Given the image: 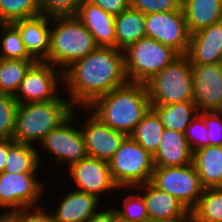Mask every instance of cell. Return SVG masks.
Masks as SVG:
<instances>
[{
    "label": "cell",
    "mask_w": 222,
    "mask_h": 222,
    "mask_svg": "<svg viewBox=\"0 0 222 222\" xmlns=\"http://www.w3.org/2000/svg\"><path fill=\"white\" fill-rule=\"evenodd\" d=\"M130 7L145 14L176 11L181 7L180 0H130Z\"/></svg>",
    "instance_id": "cell-36"
},
{
    "label": "cell",
    "mask_w": 222,
    "mask_h": 222,
    "mask_svg": "<svg viewBox=\"0 0 222 222\" xmlns=\"http://www.w3.org/2000/svg\"><path fill=\"white\" fill-rule=\"evenodd\" d=\"M56 26L50 30L48 63L63 71L98 46L94 37L75 15L52 16Z\"/></svg>",
    "instance_id": "cell-4"
},
{
    "label": "cell",
    "mask_w": 222,
    "mask_h": 222,
    "mask_svg": "<svg viewBox=\"0 0 222 222\" xmlns=\"http://www.w3.org/2000/svg\"><path fill=\"white\" fill-rule=\"evenodd\" d=\"M124 210L116 212L128 222H146L149 219L145 200L141 194H129L123 202Z\"/></svg>",
    "instance_id": "cell-34"
},
{
    "label": "cell",
    "mask_w": 222,
    "mask_h": 222,
    "mask_svg": "<svg viewBox=\"0 0 222 222\" xmlns=\"http://www.w3.org/2000/svg\"><path fill=\"white\" fill-rule=\"evenodd\" d=\"M123 51L125 73L131 83L145 84L180 56L173 48L147 36Z\"/></svg>",
    "instance_id": "cell-6"
},
{
    "label": "cell",
    "mask_w": 222,
    "mask_h": 222,
    "mask_svg": "<svg viewBox=\"0 0 222 222\" xmlns=\"http://www.w3.org/2000/svg\"><path fill=\"white\" fill-rule=\"evenodd\" d=\"M40 14V0H0V23H13Z\"/></svg>",
    "instance_id": "cell-30"
},
{
    "label": "cell",
    "mask_w": 222,
    "mask_h": 222,
    "mask_svg": "<svg viewBox=\"0 0 222 222\" xmlns=\"http://www.w3.org/2000/svg\"><path fill=\"white\" fill-rule=\"evenodd\" d=\"M192 211L195 222H222V187L204 189Z\"/></svg>",
    "instance_id": "cell-29"
},
{
    "label": "cell",
    "mask_w": 222,
    "mask_h": 222,
    "mask_svg": "<svg viewBox=\"0 0 222 222\" xmlns=\"http://www.w3.org/2000/svg\"><path fill=\"white\" fill-rule=\"evenodd\" d=\"M2 29V53L0 58L18 59V60H34L27 52L22 42L21 34L13 23H0Z\"/></svg>",
    "instance_id": "cell-31"
},
{
    "label": "cell",
    "mask_w": 222,
    "mask_h": 222,
    "mask_svg": "<svg viewBox=\"0 0 222 222\" xmlns=\"http://www.w3.org/2000/svg\"><path fill=\"white\" fill-rule=\"evenodd\" d=\"M35 60L0 58V92L15 95Z\"/></svg>",
    "instance_id": "cell-28"
},
{
    "label": "cell",
    "mask_w": 222,
    "mask_h": 222,
    "mask_svg": "<svg viewBox=\"0 0 222 222\" xmlns=\"http://www.w3.org/2000/svg\"><path fill=\"white\" fill-rule=\"evenodd\" d=\"M194 103L199 112L222 111V62L192 65Z\"/></svg>",
    "instance_id": "cell-13"
},
{
    "label": "cell",
    "mask_w": 222,
    "mask_h": 222,
    "mask_svg": "<svg viewBox=\"0 0 222 222\" xmlns=\"http://www.w3.org/2000/svg\"><path fill=\"white\" fill-rule=\"evenodd\" d=\"M192 163L205 189L222 187V146L208 145L193 151Z\"/></svg>",
    "instance_id": "cell-21"
},
{
    "label": "cell",
    "mask_w": 222,
    "mask_h": 222,
    "mask_svg": "<svg viewBox=\"0 0 222 222\" xmlns=\"http://www.w3.org/2000/svg\"><path fill=\"white\" fill-rule=\"evenodd\" d=\"M115 209L98 211L91 216L86 222H112V217L116 214Z\"/></svg>",
    "instance_id": "cell-41"
},
{
    "label": "cell",
    "mask_w": 222,
    "mask_h": 222,
    "mask_svg": "<svg viewBox=\"0 0 222 222\" xmlns=\"http://www.w3.org/2000/svg\"><path fill=\"white\" fill-rule=\"evenodd\" d=\"M0 222H13V212L6 211L0 216Z\"/></svg>",
    "instance_id": "cell-43"
},
{
    "label": "cell",
    "mask_w": 222,
    "mask_h": 222,
    "mask_svg": "<svg viewBox=\"0 0 222 222\" xmlns=\"http://www.w3.org/2000/svg\"><path fill=\"white\" fill-rule=\"evenodd\" d=\"M84 0H40L41 14L47 16L75 15Z\"/></svg>",
    "instance_id": "cell-35"
},
{
    "label": "cell",
    "mask_w": 222,
    "mask_h": 222,
    "mask_svg": "<svg viewBox=\"0 0 222 222\" xmlns=\"http://www.w3.org/2000/svg\"><path fill=\"white\" fill-rule=\"evenodd\" d=\"M151 105L194 101L192 65L180 55L145 83Z\"/></svg>",
    "instance_id": "cell-5"
},
{
    "label": "cell",
    "mask_w": 222,
    "mask_h": 222,
    "mask_svg": "<svg viewBox=\"0 0 222 222\" xmlns=\"http://www.w3.org/2000/svg\"><path fill=\"white\" fill-rule=\"evenodd\" d=\"M146 222H195L193 211L188 209L184 214L171 218H149Z\"/></svg>",
    "instance_id": "cell-40"
},
{
    "label": "cell",
    "mask_w": 222,
    "mask_h": 222,
    "mask_svg": "<svg viewBox=\"0 0 222 222\" xmlns=\"http://www.w3.org/2000/svg\"><path fill=\"white\" fill-rule=\"evenodd\" d=\"M186 56L191 65L222 62V21L190 34Z\"/></svg>",
    "instance_id": "cell-16"
},
{
    "label": "cell",
    "mask_w": 222,
    "mask_h": 222,
    "mask_svg": "<svg viewBox=\"0 0 222 222\" xmlns=\"http://www.w3.org/2000/svg\"><path fill=\"white\" fill-rule=\"evenodd\" d=\"M8 149L9 139H0V173L4 172Z\"/></svg>",
    "instance_id": "cell-42"
},
{
    "label": "cell",
    "mask_w": 222,
    "mask_h": 222,
    "mask_svg": "<svg viewBox=\"0 0 222 222\" xmlns=\"http://www.w3.org/2000/svg\"><path fill=\"white\" fill-rule=\"evenodd\" d=\"M39 158L38 152L33 145L9 139V149L4 171L15 174L36 172L41 161Z\"/></svg>",
    "instance_id": "cell-26"
},
{
    "label": "cell",
    "mask_w": 222,
    "mask_h": 222,
    "mask_svg": "<svg viewBox=\"0 0 222 222\" xmlns=\"http://www.w3.org/2000/svg\"><path fill=\"white\" fill-rule=\"evenodd\" d=\"M73 114L59 127L51 130L41 141L42 147L56 156V161L69 165L87 157L85 139L80 130L72 127Z\"/></svg>",
    "instance_id": "cell-12"
},
{
    "label": "cell",
    "mask_w": 222,
    "mask_h": 222,
    "mask_svg": "<svg viewBox=\"0 0 222 222\" xmlns=\"http://www.w3.org/2000/svg\"><path fill=\"white\" fill-rule=\"evenodd\" d=\"M163 131L158 115L150 108L129 136L153 156L159 147Z\"/></svg>",
    "instance_id": "cell-27"
},
{
    "label": "cell",
    "mask_w": 222,
    "mask_h": 222,
    "mask_svg": "<svg viewBox=\"0 0 222 222\" xmlns=\"http://www.w3.org/2000/svg\"><path fill=\"white\" fill-rule=\"evenodd\" d=\"M13 222H55L53 214L45 213L40 207L30 212V209L24 208L13 212Z\"/></svg>",
    "instance_id": "cell-38"
},
{
    "label": "cell",
    "mask_w": 222,
    "mask_h": 222,
    "mask_svg": "<svg viewBox=\"0 0 222 222\" xmlns=\"http://www.w3.org/2000/svg\"><path fill=\"white\" fill-rule=\"evenodd\" d=\"M144 187V188H143ZM145 189L143 198L149 218H171L184 214L188 209L172 195L159 190L150 181L134 187Z\"/></svg>",
    "instance_id": "cell-23"
},
{
    "label": "cell",
    "mask_w": 222,
    "mask_h": 222,
    "mask_svg": "<svg viewBox=\"0 0 222 222\" xmlns=\"http://www.w3.org/2000/svg\"><path fill=\"white\" fill-rule=\"evenodd\" d=\"M71 103L88 107L96 98L128 83L124 51L116 47H97L63 70Z\"/></svg>",
    "instance_id": "cell-1"
},
{
    "label": "cell",
    "mask_w": 222,
    "mask_h": 222,
    "mask_svg": "<svg viewBox=\"0 0 222 222\" xmlns=\"http://www.w3.org/2000/svg\"><path fill=\"white\" fill-rule=\"evenodd\" d=\"M146 14L129 7L115 16L116 48L125 50L129 45L146 37Z\"/></svg>",
    "instance_id": "cell-24"
},
{
    "label": "cell",
    "mask_w": 222,
    "mask_h": 222,
    "mask_svg": "<svg viewBox=\"0 0 222 222\" xmlns=\"http://www.w3.org/2000/svg\"><path fill=\"white\" fill-rule=\"evenodd\" d=\"M112 222H128L126 219L122 218L118 213L112 217Z\"/></svg>",
    "instance_id": "cell-44"
},
{
    "label": "cell",
    "mask_w": 222,
    "mask_h": 222,
    "mask_svg": "<svg viewBox=\"0 0 222 222\" xmlns=\"http://www.w3.org/2000/svg\"><path fill=\"white\" fill-rule=\"evenodd\" d=\"M53 65L36 61L26 72L14 98L18 104L47 102L57 99L58 79L63 80V71L56 72ZM60 77V78H59ZM61 79V80H60ZM21 94V95H20Z\"/></svg>",
    "instance_id": "cell-10"
},
{
    "label": "cell",
    "mask_w": 222,
    "mask_h": 222,
    "mask_svg": "<svg viewBox=\"0 0 222 222\" xmlns=\"http://www.w3.org/2000/svg\"><path fill=\"white\" fill-rule=\"evenodd\" d=\"M145 31L147 37L186 55L190 33L181 7L176 11L146 14Z\"/></svg>",
    "instance_id": "cell-9"
},
{
    "label": "cell",
    "mask_w": 222,
    "mask_h": 222,
    "mask_svg": "<svg viewBox=\"0 0 222 222\" xmlns=\"http://www.w3.org/2000/svg\"><path fill=\"white\" fill-rule=\"evenodd\" d=\"M58 203V209L52 212L55 222H86L97 212L99 198L73 190Z\"/></svg>",
    "instance_id": "cell-20"
},
{
    "label": "cell",
    "mask_w": 222,
    "mask_h": 222,
    "mask_svg": "<svg viewBox=\"0 0 222 222\" xmlns=\"http://www.w3.org/2000/svg\"><path fill=\"white\" fill-rule=\"evenodd\" d=\"M17 110L14 95L0 92V139H13Z\"/></svg>",
    "instance_id": "cell-32"
},
{
    "label": "cell",
    "mask_w": 222,
    "mask_h": 222,
    "mask_svg": "<svg viewBox=\"0 0 222 222\" xmlns=\"http://www.w3.org/2000/svg\"><path fill=\"white\" fill-rule=\"evenodd\" d=\"M49 19L51 16L40 14L13 22L21 34L28 54L35 61L48 63L51 30V27L47 26Z\"/></svg>",
    "instance_id": "cell-18"
},
{
    "label": "cell",
    "mask_w": 222,
    "mask_h": 222,
    "mask_svg": "<svg viewBox=\"0 0 222 222\" xmlns=\"http://www.w3.org/2000/svg\"><path fill=\"white\" fill-rule=\"evenodd\" d=\"M104 11L114 16L121 14L130 7V0H89Z\"/></svg>",
    "instance_id": "cell-39"
},
{
    "label": "cell",
    "mask_w": 222,
    "mask_h": 222,
    "mask_svg": "<svg viewBox=\"0 0 222 222\" xmlns=\"http://www.w3.org/2000/svg\"><path fill=\"white\" fill-rule=\"evenodd\" d=\"M151 108L158 115L164 129H172L181 133L185 132L191 120L199 113L194 101L151 105Z\"/></svg>",
    "instance_id": "cell-25"
},
{
    "label": "cell",
    "mask_w": 222,
    "mask_h": 222,
    "mask_svg": "<svg viewBox=\"0 0 222 222\" xmlns=\"http://www.w3.org/2000/svg\"><path fill=\"white\" fill-rule=\"evenodd\" d=\"M209 145L222 146V111L205 112Z\"/></svg>",
    "instance_id": "cell-37"
},
{
    "label": "cell",
    "mask_w": 222,
    "mask_h": 222,
    "mask_svg": "<svg viewBox=\"0 0 222 222\" xmlns=\"http://www.w3.org/2000/svg\"><path fill=\"white\" fill-rule=\"evenodd\" d=\"M150 182L190 210L197 205L205 189L193 163L186 166H155Z\"/></svg>",
    "instance_id": "cell-8"
},
{
    "label": "cell",
    "mask_w": 222,
    "mask_h": 222,
    "mask_svg": "<svg viewBox=\"0 0 222 222\" xmlns=\"http://www.w3.org/2000/svg\"><path fill=\"white\" fill-rule=\"evenodd\" d=\"M181 8L190 34L222 21L219 0H183Z\"/></svg>",
    "instance_id": "cell-22"
},
{
    "label": "cell",
    "mask_w": 222,
    "mask_h": 222,
    "mask_svg": "<svg viewBox=\"0 0 222 222\" xmlns=\"http://www.w3.org/2000/svg\"><path fill=\"white\" fill-rule=\"evenodd\" d=\"M150 108L146 84L128 82L96 98L85 109L92 110L102 123L129 136Z\"/></svg>",
    "instance_id": "cell-2"
},
{
    "label": "cell",
    "mask_w": 222,
    "mask_h": 222,
    "mask_svg": "<svg viewBox=\"0 0 222 222\" xmlns=\"http://www.w3.org/2000/svg\"><path fill=\"white\" fill-rule=\"evenodd\" d=\"M84 128L81 129L88 157L109 161L127 137L102 123L96 116L89 115Z\"/></svg>",
    "instance_id": "cell-15"
},
{
    "label": "cell",
    "mask_w": 222,
    "mask_h": 222,
    "mask_svg": "<svg viewBox=\"0 0 222 222\" xmlns=\"http://www.w3.org/2000/svg\"><path fill=\"white\" fill-rule=\"evenodd\" d=\"M112 178L119 188H130L151 181L153 156L130 136L108 161Z\"/></svg>",
    "instance_id": "cell-7"
},
{
    "label": "cell",
    "mask_w": 222,
    "mask_h": 222,
    "mask_svg": "<svg viewBox=\"0 0 222 222\" xmlns=\"http://www.w3.org/2000/svg\"><path fill=\"white\" fill-rule=\"evenodd\" d=\"M71 101L58 97L38 103L18 104L13 140L32 145L53 129L59 127L72 114Z\"/></svg>",
    "instance_id": "cell-3"
},
{
    "label": "cell",
    "mask_w": 222,
    "mask_h": 222,
    "mask_svg": "<svg viewBox=\"0 0 222 222\" xmlns=\"http://www.w3.org/2000/svg\"><path fill=\"white\" fill-rule=\"evenodd\" d=\"M69 173L80 189L76 191L88 193L100 198L101 192L118 188L114 182L107 161L86 157L69 168Z\"/></svg>",
    "instance_id": "cell-14"
},
{
    "label": "cell",
    "mask_w": 222,
    "mask_h": 222,
    "mask_svg": "<svg viewBox=\"0 0 222 222\" xmlns=\"http://www.w3.org/2000/svg\"><path fill=\"white\" fill-rule=\"evenodd\" d=\"M207 131L208 129L205 125V112H199L191 120V123L184 132L192 152L209 145Z\"/></svg>",
    "instance_id": "cell-33"
},
{
    "label": "cell",
    "mask_w": 222,
    "mask_h": 222,
    "mask_svg": "<svg viewBox=\"0 0 222 222\" xmlns=\"http://www.w3.org/2000/svg\"><path fill=\"white\" fill-rule=\"evenodd\" d=\"M94 37L98 47H116L115 16L84 0L75 14Z\"/></svg>",
    "instance_id": "cell-17"
},
{
    "label": "cell",
    "mask_w": 222,
    "mask_h": 222,
    "mask_svg": "<svg viewBox=\"0 0 222 222\" xmlns=\"http://www.w3.org/2000/svg\"><path fill=\"white\" fill-rule=\"evenodd\" d=\"M35 177V172H1L0 207L13 209L10 212H15L35 205L44 191V185Z\"/></svg>",
    "instance_id": "cell-11"
},
{
    "label": "cell",
    "mask_w": 222,
    "mask_h": 222,
    "mask_svg": "<svg viewBox=\"0 0 222 222\" xmlns=\"http://www.w3.org/2000/svg\"><path fill=\"white\" fill-rule=\"evenodd\" d=\"M193 152L184 133L164 129L159 147L153 155L154 166H186L192 163Z\"/></svg>",
    "instance_id": "cell-19"
}]
</instances>
